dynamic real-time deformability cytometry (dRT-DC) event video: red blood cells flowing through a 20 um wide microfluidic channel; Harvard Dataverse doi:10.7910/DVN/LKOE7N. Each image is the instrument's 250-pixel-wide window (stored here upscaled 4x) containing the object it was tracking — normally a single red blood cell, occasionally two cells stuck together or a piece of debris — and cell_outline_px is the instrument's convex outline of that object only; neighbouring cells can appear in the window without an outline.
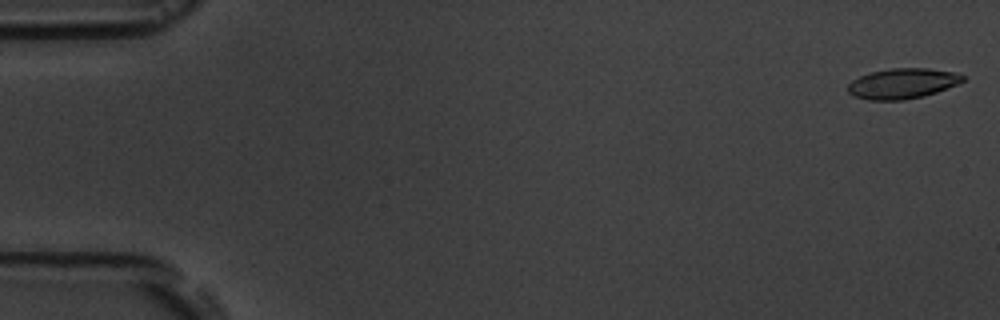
{"species": "common noctule bat (a hibernating species)", "species_latin": "Nyctalus noctula", "temperature_condition": "room temperature", "stored_images_in_passage": 5, "camera_frame_rate_fps": 3000, "um_per_image_px": 0.085, "animal": {"sex": "male", "body_mass_g": 19.5, "forearm_length_mm": 54.6}, "frame": {"image": 1, "passage_image": 1, "time_ms": 0.0, "image_size_px": [1000, 320], "cell_outline_px": [[964, 80], [956, 84], [936, 92], [924, 96], [904, 100], [868, 100], [852, 96], [848, 92], [848, 84], [852, 80], [860, 76], [872, 72], [892, 68], [928, 68], [952, 72], [964, 76]], "centroid_in_image_um": [76.66, 7.11], "position_along_channel_um": 8.3, "area_um2": 20.17}}
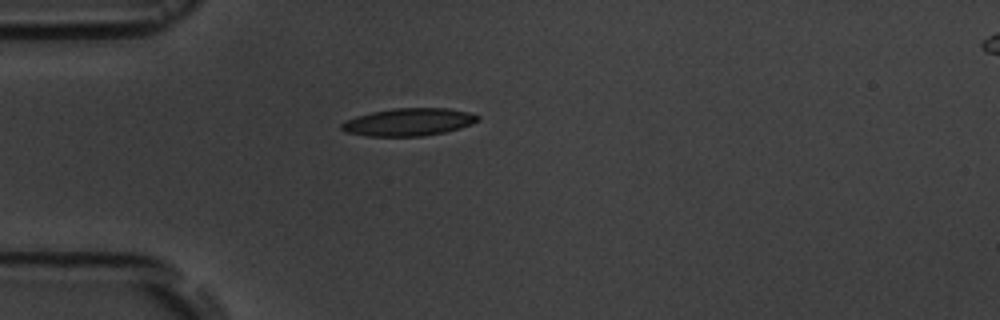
{"frame": {"image": 2, "passage_image": 5, "time_ms": 4.667, "image_size_px": [1000, 320], "cell_outline_px": [[480, 120], [472, 124], [460, 128], [444, 132], [424, 136], [368, 136], [344, 132], [340, 128], [340, 124], [344, 120], [356, 116], [372, 112], [392, 108], [448, 108], [468, 112], [480, 116]], "centroid_in_image_um": [34.71, 10.37], "position_along_channel_um": 50.3, "area_um2": 22.08}}